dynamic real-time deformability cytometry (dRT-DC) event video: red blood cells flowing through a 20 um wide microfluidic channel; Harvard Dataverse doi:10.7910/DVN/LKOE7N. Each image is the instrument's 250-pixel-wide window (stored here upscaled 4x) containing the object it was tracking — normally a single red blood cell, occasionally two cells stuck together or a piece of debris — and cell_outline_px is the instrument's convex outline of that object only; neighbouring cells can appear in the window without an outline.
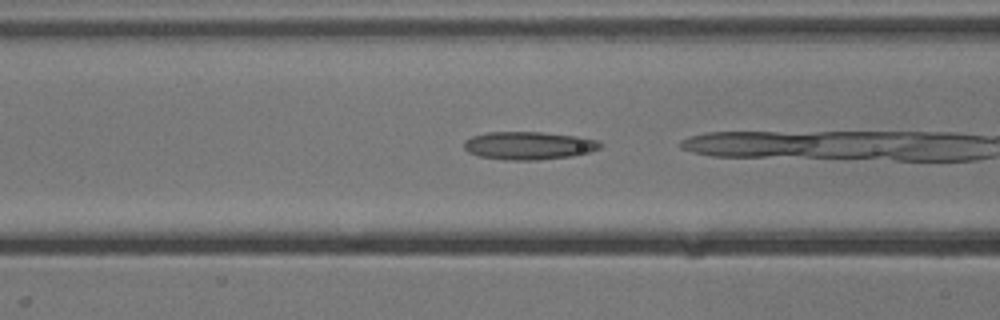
{"species": "common noctule bat (a hibernating species)", "species_latin": "Nyctalus noctula", "temperature_condition": "cold", "stored_images_in_passage": 37, "camera_frame_rate_fps": 3000, "um_per_image_px": 0.085, "animal": {"sex": "male", "body_mass_g": 13.3}, "frame": {"image": 1, "passage_image": 17, "time_ms": 5.333, "image_size_px": [1000, 320], "cell_outline_px": [[604, 144], [600, 148], [588, 152], [572, 156], [536, 160], [504, 160], [480, 156], [468, 152], [464, 148], [464, 140], [472, 136], [488, 132], [544, 132], [576, 136], [600, 140]], "centroid_in_image_um": [44.95, 12.37], "position_along_channel_um": 121.6, "area_um2": 22.31}}
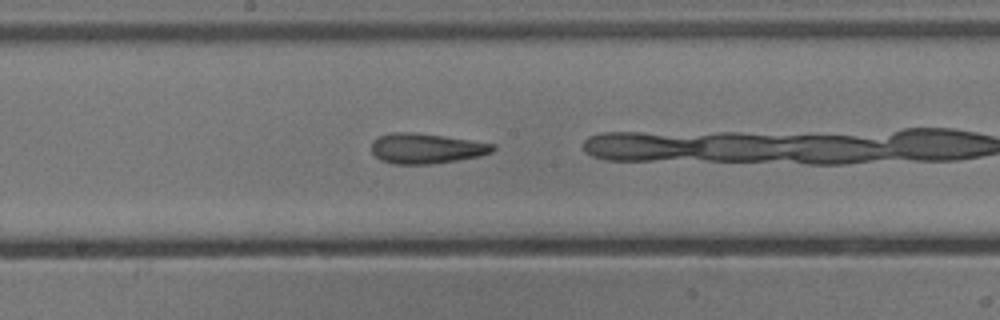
{"frame": {"image": 2, "passage_image": 24, "time_ms": 7.667, "image_size_px": [1000, 320], "cell_outline_px": [[496, 148], [492, 152], [480, 156], [456, 160], [428, 164], [396, 164], [380, 160], [372, 152], [372, 140], [380, 136], [392, 132], [412, 132], [444, 136], [496, 144]], "centroid_in_image_um": [36.23, 12.61], "position_along_channel_um": 212.0, "area_um2": 21.27}}
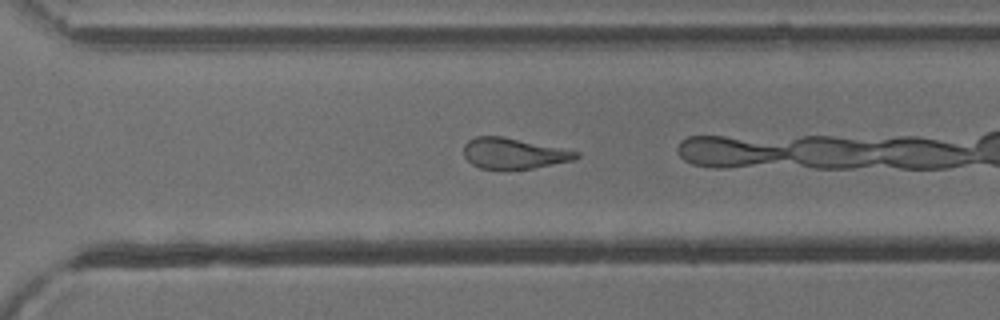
{"frame": {"image": 3, "passage_image": 33, "time_ms": 10.667, "image_size_px": [1000, 320], "cell_outline_px": [[580, 156], [572, 160], [532, 168], [508, 172], [480, 168], [472, 164], [464, 156], [464, 144], [468, 140], [476, 136], [504, 136], [580, 152]], "centroid_in_image_um": [43.62, 13.06], "position_along_channel_um": 327.0, "area_um2": 20.58}}